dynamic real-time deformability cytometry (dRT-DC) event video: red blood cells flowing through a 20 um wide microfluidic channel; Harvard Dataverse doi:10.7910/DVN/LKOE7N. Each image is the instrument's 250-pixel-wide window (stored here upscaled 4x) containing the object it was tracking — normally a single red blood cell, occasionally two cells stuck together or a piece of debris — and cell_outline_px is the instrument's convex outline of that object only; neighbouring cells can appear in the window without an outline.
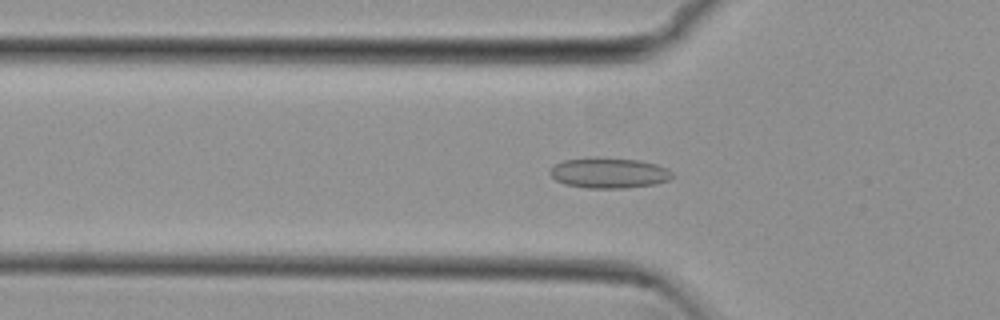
{"species": "common noctule bat (a hibernating species)", "species_latin": "Nyctalus noctula", "temperature_condition": "cold", "stored_images_in_passage": 40, "camera_frame_rate_fps": 3000, "um_per_image_px": 0.085, "animal": {"sex": "female", "body_mass_g": 29.2, "forearm_length_mm": 56.3}, "frame": {"image": 1, "passage_image": 9, "time_ms": 2.667, "image_size_px": [1000, 320], "cell_outline_px": [[676, 176], [668, 180], [656, 184], [624, 188], [584, 188], [564, 184], [556, 180], [548, 172], [556, 164], [564, 160], [592, 156], [636, 160], [656, 164], [668, 168]], "centroid_in_image_um": [51.77, 14.69], "position_along_channel_um": 74.0, "area_um2": 21.96}}
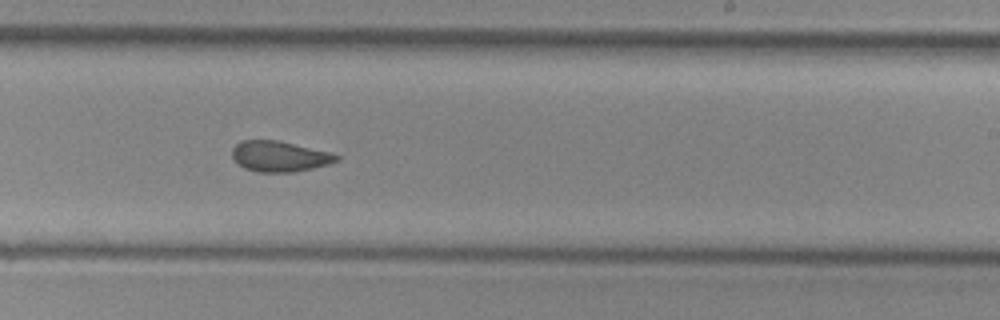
{"frame": {"image": 2, "passage_image": 24, "time_ms": 7.667, "image_size_px": [1000, 320], "cell_outline_px": [[340, 160], [328, 164], [296, 172], [256, 172], [244, 168], [232, 156], [232, 148], [240, 140], [276, 140], [332, 152], [340, 156]], "centroid_in_image_um": [23.78, 13.29], "position_along_channel_um": 265.2, "area_um2": 18.67}}
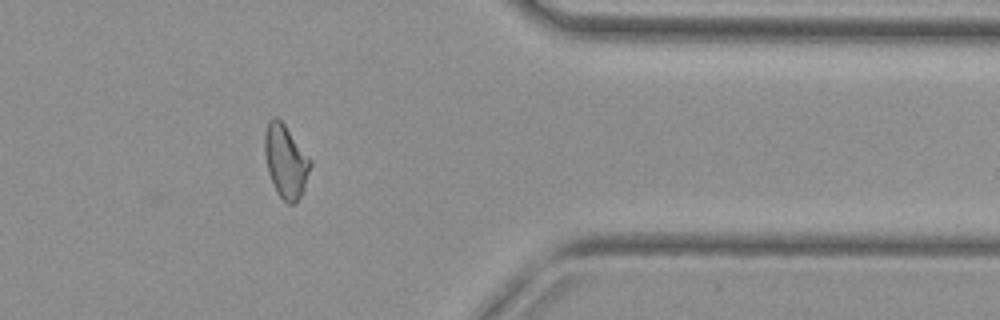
{"frame": {"image": 3, "passage_image": 35, "time_ms": 11.333, "image_size_px": [1000, 320], "cell_outline_px": [[312, 164], [304, 188], [296, 204], [288, 204], [276, 192], [268, 172], [264, 152], [264, 132], [268, 120], [272, 116], [276, 116], [284, 124], [312, 160]], "centroid_in_image_um": [24.27, 13.69], "position_along_channel_um": 387.1, "area_um2": 19.59}, "authors_computed_cell_mechanics": {"area_um2": 19.2763, "velocity_mm_per_s": 3.8195, "shape_relaxation_time_tau1_ms": null, "shape_relaxation_time_tau2_ms": 2.4212, "deformation_change_tau1": null, "deformation_change_tau2": 0.0826}}